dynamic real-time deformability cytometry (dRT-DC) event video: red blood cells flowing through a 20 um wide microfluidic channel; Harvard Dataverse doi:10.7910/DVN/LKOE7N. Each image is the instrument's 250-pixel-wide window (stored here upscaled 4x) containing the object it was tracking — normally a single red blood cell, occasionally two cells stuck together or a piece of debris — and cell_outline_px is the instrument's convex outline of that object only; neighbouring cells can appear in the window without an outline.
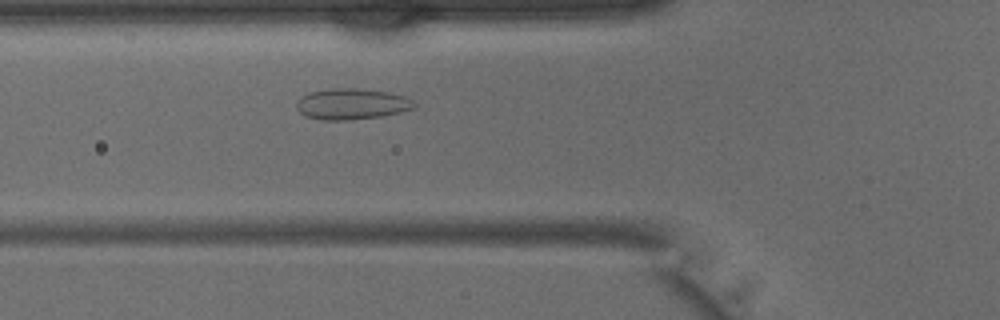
{"species": "common noctule bat (a hibernating species)", "species_latin": "Nyctalus noctula", "temperature_condition": "warm", "stored_images_in_passage": 37, "camera_frame_rate_fps": 3000, "um_per_image_px": 0.085, "animal": {"sex": "male", "body_mass_g": 15.6}, "frame": {"image": 1, "passage_image": 10, "time_ms": 3.0, "image_size_px": [1000, 320], "cell_outline_px": [[416, 108], [400, 112], [380, 116], [348, 120], [320, 120], [304, 116], [296, 108], [296, 100], [308, 92], [328, 88], [356, 88], [388, 92], [404, 96], [412, 100], [416, 104]], "centroid_in_image_um": [29.85, 8.83], "position_along_channel_um": 95.9, "area_um2": 21.44}}
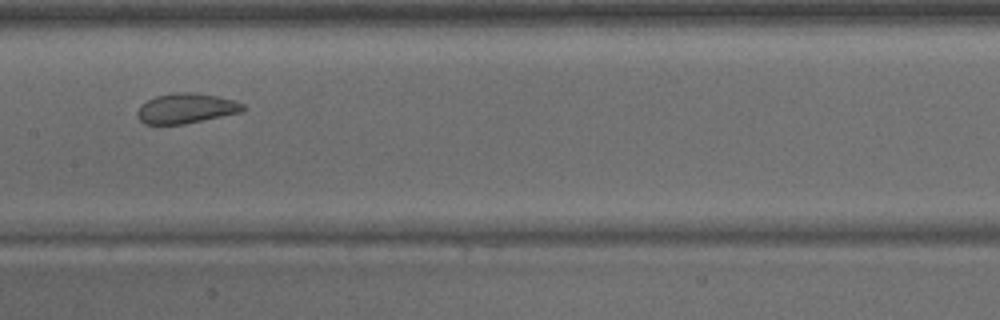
{"frame": {"image": 2, "passage_image": 16, "time_ms": 5.0, "image_size_px": [1000, 320], "cell_outline_px": [[248, 108], [240, 112], [184, 124], [144, 124], [136, 116], [136, 112], [140, 104], [156, 96], [176, 92], [188, 92], [216, 96], [236, 100], [244, 104]], "centroid_in_image_um": [15.81, 9.21], "position_along_channel_um": 191.6, "area_um2": 18.5}}
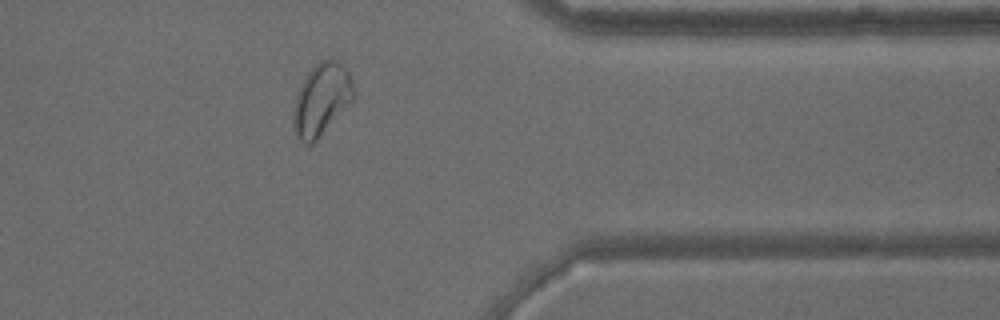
{"frame": {"image": 3, "passage_image": 29, "time_ms": 9.333, "image_size_px": [1000, 320], "cell_outline_px": [[356, 96], [316, 140], [312, 144], [308, 144], [300, 140], [292, 124], [292, 112], [296, 96], [300, 84], [308, 72], [320, 60], [332, 60], [340, 64], [348, 72]], "centroid_in_image_um": [27.29, 8.46], "position_along_channel_um": 384.1, "area_um2": 24.8}}